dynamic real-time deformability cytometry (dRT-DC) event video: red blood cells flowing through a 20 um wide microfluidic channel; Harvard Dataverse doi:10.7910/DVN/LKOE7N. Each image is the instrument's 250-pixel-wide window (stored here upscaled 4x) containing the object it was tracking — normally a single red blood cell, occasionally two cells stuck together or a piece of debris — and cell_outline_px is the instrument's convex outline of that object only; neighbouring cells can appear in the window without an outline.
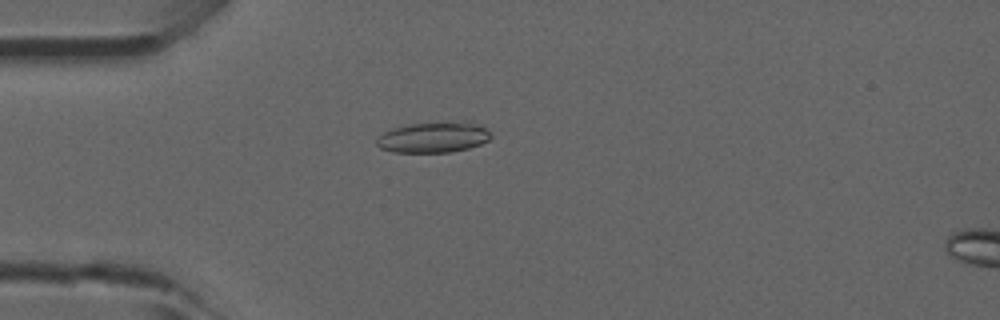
{"species": "common noctule bat (a hibernating species)", "species_latin": "Nyctalus noctula", "temperature_condition": "room temperature", "stored_images_in_passage": 5, "camera_frame_rate_fps": 3000, "um_per_image_px": 0.085, "animal": {"sex": "male", "forearm_length_mm": 52.5}, "frame": {"image": 1, "passage_image": 4, "time_ms": 1.0, "image_size_px": [1000, 320], "cell_outline_px": [[492, 136], [488, 140], [480, 144], [468, 148], [452, 152], [392, 152], [380, 148], [376, 144], [376, 140], [384, 132], [392, 128], [408, 124], [452, 120], [472, 120], [492, 132]], "centroid_in_image_um": [36.9, 11.63], "position_along_channel_um": 48.1, "area_um2": 21.04}}